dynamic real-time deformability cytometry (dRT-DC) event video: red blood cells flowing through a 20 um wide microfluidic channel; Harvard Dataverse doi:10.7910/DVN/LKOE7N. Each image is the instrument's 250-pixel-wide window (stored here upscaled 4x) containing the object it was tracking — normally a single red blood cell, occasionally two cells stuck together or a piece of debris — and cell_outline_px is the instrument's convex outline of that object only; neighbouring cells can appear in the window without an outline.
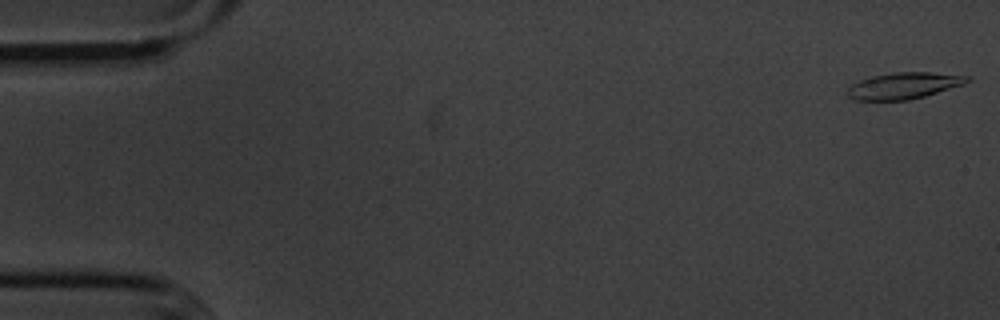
{"species": "common noctule bat (a hibernating species)", "species_latin": "Nyctalus noctula", "temperature_condition": "cold", "stored_images_in_passage": 5, "camera_frame_rate_fps": 3000, "um_per_image_px": 0.085, "animal": {"sex": "male", "body_mass_g": 20.1, "forearm_length_mm": 53.5}, "frame": {"image": 1, "passage_image": 1, "time_ms": 0.0, "image_size_px": [1000, 320], "cell_outline_px": [[972, 80], [964, 84], [924, 96], [908, 100], [856, 100], [848, 96], [848, 88], [852, 84], [860, 80], [872, 76], [892, 72], [928, 72], [968, 76]], "centroid_in_image_um": [76.82, 7.28], "position_along_channel_um": 8.2, "area_um2": 18.26}}
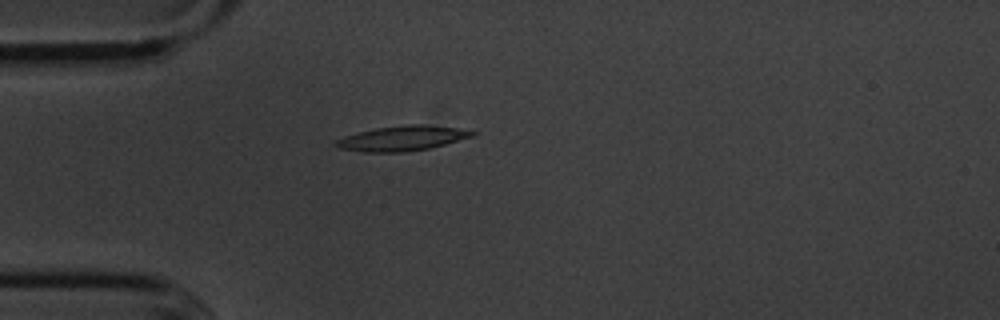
{"frame": {"image": 2, "passage_image": 5, "time_ms": 4.667, "image_size_px": [1000, 320], "cell_outline_px": [[476, 136], [428, 148], [404, 152], [364, 152], [336, 148], [332, 144], [336, 140], [344, 136], [376, 128], [408, 124], [420, 124], [460, 128], [476, 132]], "centroid_in_image_um": [34.17, 11.76], "position_along_channel_um": 50.8, "area_um2": 19.83}}